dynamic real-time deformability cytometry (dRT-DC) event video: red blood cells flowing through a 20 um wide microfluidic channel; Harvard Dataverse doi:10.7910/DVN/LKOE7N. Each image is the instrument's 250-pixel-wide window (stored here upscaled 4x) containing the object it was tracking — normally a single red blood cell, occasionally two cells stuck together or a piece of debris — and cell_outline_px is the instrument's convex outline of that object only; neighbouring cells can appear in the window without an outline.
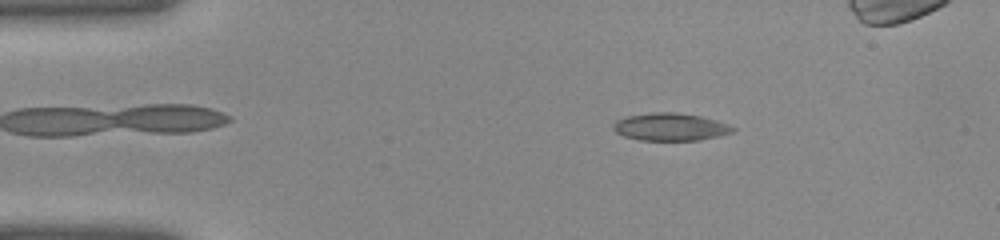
{"species": "common noctule bat (a hibernating species)", "species_latin": "Nyctalus noctula", "temperature_condition": "warm", "stored_images_in_passage": 36, "camera_frame_rate_fps": 3000, "um_per_image_px": 0.085, "animal": {"sex": "female", "body_mass_g": 22.0, "forearm_length_mm": 56.7}, "frame": {"image": 1, "passage_image": 2, "time_ms": 0.333, "image_size_px": [1000, 240], "cell_outline_px": [[736, 128], [732, 132], [700, 140], [640, 140], [624, 136], [616, 132], [612, 128], [612, 124], [616, 120], [628, 116], [652, 112], [676, 112], [700, 116], [716, 120], [728, 124]], "centroid_in_image_um": [56.95, 10.78], "position_along_channel_um": 28.0, "area_um2": 19.13}}
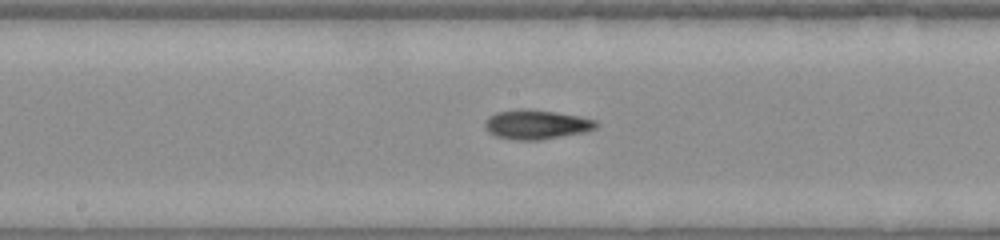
{"frame": {"image": 2, "passage_image": 16, "time_ms": 5.0, "image_size_px": [1000, 240], "cell_outline_px": [[600, 124], [596, 128], [588, 132], [540, 140], [512, 140], [496, 136], [488, 132], [484, 128], [484, 120], [488, 116], [496, 112], [520, 108], [524, 108], [556, 112], [580, 116], [596, 120]], "centroid_in_image_um": [45.59, 10.58], "position_along_channel_um": 202.6, "area_um2": 19.54}}
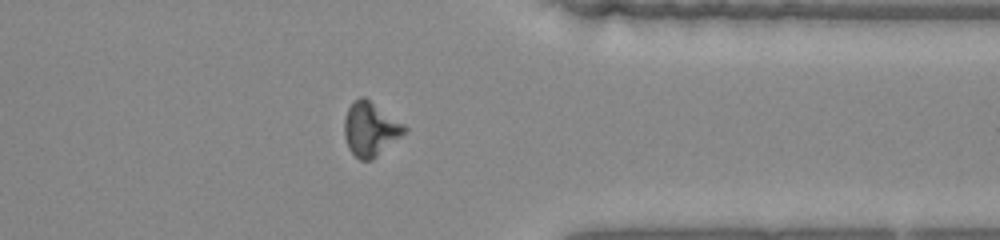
{"frame": {"image": 3, "passage_image": 27, "time_ms": 8.667, "image_size_px": [1000, 240], "cell_outline_px": [[408, 132], [372, 160], [360, 160], [348, 148], [344, 136], [344, 120], [348, 108], [360, 96], [364, 96], [404, 124], [408, 128]], "centroid_in_image_um": [31.5, 10.99], "position_along_channel_um": 379.9, "area_um2": 18.96}}